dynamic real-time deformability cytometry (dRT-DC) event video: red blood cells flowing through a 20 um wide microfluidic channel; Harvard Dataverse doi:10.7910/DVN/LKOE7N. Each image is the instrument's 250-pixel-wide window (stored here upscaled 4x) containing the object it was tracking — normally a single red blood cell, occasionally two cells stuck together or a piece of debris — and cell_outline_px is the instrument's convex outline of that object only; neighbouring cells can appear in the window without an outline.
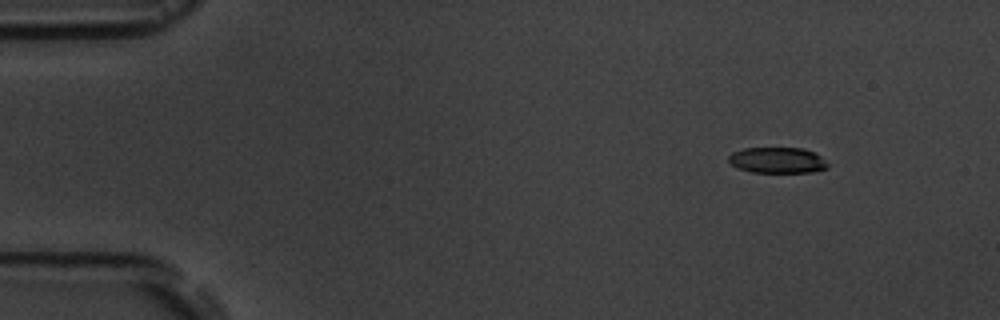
{"species": "common noctule bat (a hibernating species)", "species_latin": "Nyctalus noctula", "temperature_condition": "room temperature", "stored_images_in_passage": 5, "segment_of_instrument_passage": [1, 2], "camera_frame_rate_fps": 3000, "um_per_image_px": 0.085, "animal": {"sex": "male", "body_mass_g": 19.5, "forearm_length_mm": 54.6}, "frame": {"image": 1, "passage_image": 1, "time_ms": 0.0, "image_size_px": [1000, 320], "cell_outline_px": [[828, 168], [812, 172], [752, 172], [736, 168], [728, 160], [728, 156], [732, 152], [744, 148], [804, 148], [820, 156], [828, 164]], "centroid_in_image_um": [66.05, 13.62], "position_along_channel_um": 18.9, "area_um2": 14.91}}